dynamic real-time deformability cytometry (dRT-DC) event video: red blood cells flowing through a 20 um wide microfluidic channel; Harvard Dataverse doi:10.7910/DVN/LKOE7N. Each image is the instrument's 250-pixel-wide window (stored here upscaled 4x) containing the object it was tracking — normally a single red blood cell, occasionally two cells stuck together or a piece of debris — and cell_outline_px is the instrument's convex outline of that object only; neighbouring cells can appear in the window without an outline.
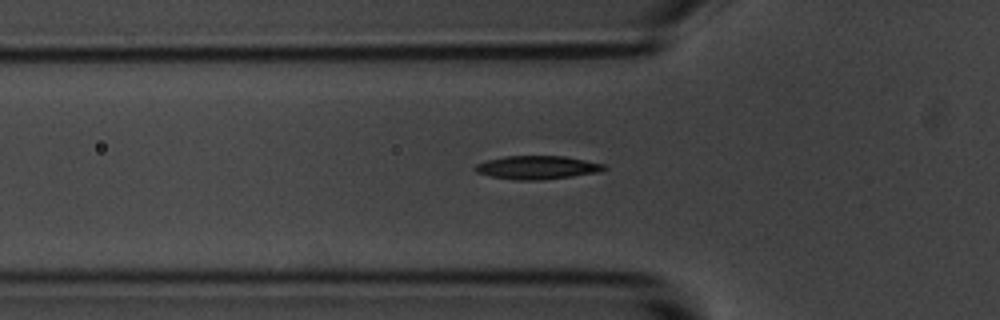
{"species": "common noctule bat (a hibernating species)", "species_latin": "Nyctalus noctula", "temperature_condition": "room temperature", "stored_images_in_passage": 40, "camera_frame_rate_fps": 3000, "um_per_image_px": 0.085, "animal": {"sex": "male", "body_mass_g": 20.1, "forearm_length_mm": 53.5}, "frame": {"image": 1, "passage_image": 6, "time_ms": 1.667, "image_size_px": [1000, 320], "cell_outline_px": [[608, 168], [600, 172], [572, 176], [540, 180], [516, 180], [492, 176], [476, 172], [472, 168], [476, 164], [488, 160], [504, 156], [564, 156], [604, 164]], "centroid_in_image_um": [45.66, 14.23], "position_along_channel_um": 80.1, "area_um2": 17.51}}
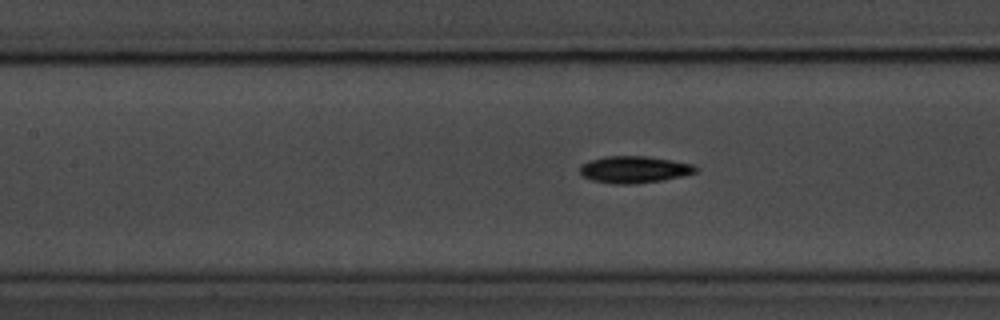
{"frame": {"image": 2, "passage_image": 12, "time_ms": 3.667, "image_size_px": [1000, 320], "cell_outline_px": [[696, 172], [684, 176], [664, 180], [632, 184], [612, 184], [592, 180], [584, 176], [580, 172], [580, 164], [592, 160], [608, 156], [644, 156], [672, 160], [692, 164], [696, 168]], "centroid_in_image_um": [53.91, 14.42], "position_along_channel_um": 153.5, "area_um2": 18.03}}
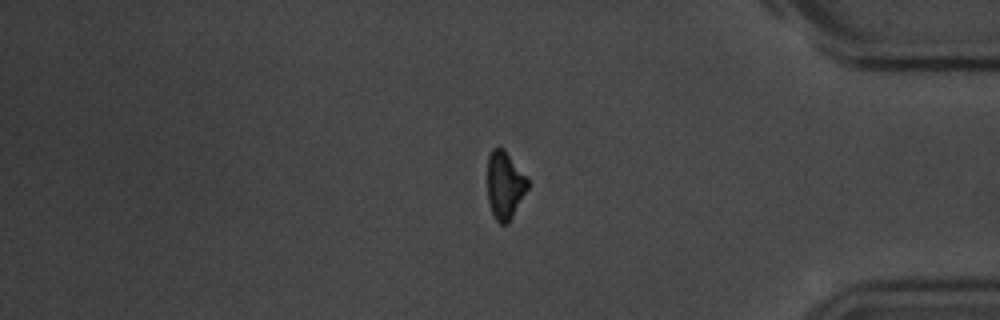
{"frame": {"image": 3, "passage_image": 34, "time_ms": 11.0, "image_size_px": [1000, 320], "cell_outline_px": [[528, 188], [508, 224], [500, 224], [496, 220], [492, 212], [488, 200], [488, 156], [492, 148], [504, 148], [528, 180]], "centroid_in_image_um": [42.9, 15.74], "position_along_channel_um": 392.3, "area_um2": 15.66}, "authors_computed_cell_mechanics": {"area_um2": 17.2244, "velocity_mm_per_s": 3.6145, "shape_relaxation_time_tau1_ms": 2.3961, "shape_relaxation_time_tau2_ms": null, "deformation_change_tau1": 0.1163, "deformation_change_tau2": null}}